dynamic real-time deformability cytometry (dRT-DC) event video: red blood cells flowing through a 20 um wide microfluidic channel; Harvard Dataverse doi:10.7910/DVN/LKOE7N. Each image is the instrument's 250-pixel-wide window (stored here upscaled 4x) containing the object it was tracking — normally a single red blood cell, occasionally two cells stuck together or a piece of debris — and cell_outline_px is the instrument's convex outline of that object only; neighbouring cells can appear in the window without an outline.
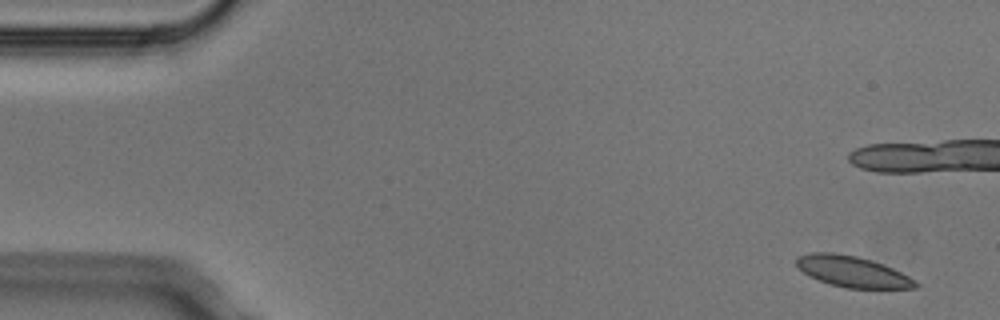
{"species": "Egyptian fruit bat (a non-hibernating species)", "species_latin": "Rousettus aegyptiacus", "temperature_condition": "cold", "stored_images_in_passage": 5, "camera_frame_rate_fps": 3000, "um_per_image_px": 0.085, "animal": {"sex": "male"}, "frame": {"image": 1, "passage_image": 1, "time_ms": 0.0, "image_size_px": [1000, 320], "cell_outline_px": [[920, 284], [916, 288], [844, 288], [828, 284], [808, 276], [796, 264], [796, 256], [812, 252], [832, 252], [856, 256], [872, 260], [892, 268], [916, 280]], "centroid_in_image_um": [72.44, 23.09], "position_along_channel_um": 12.6, "area_um2": 21.56}}
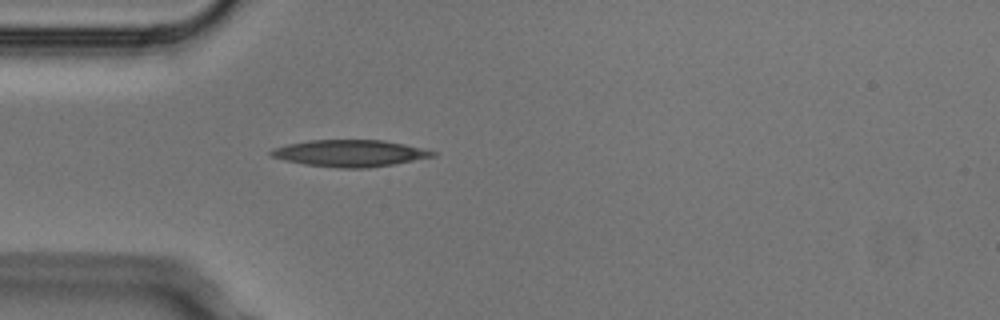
{"frame": {"image": 2, "passage_image": 5, "time_ms": 1.333, "image_size_px": [1000, 320], "cell_outline_px": [[436, 156], [392, 164], [368, 168], [336, 168], [304, 164], [284, 160], [272, 156], [268, 152], [272, 148], [288, 144], [308, 140], [384, 140], [404, 144], [436, 152]], "centroid_in_image_um": [29.7, 13.02], "position_along_channel_um": 55.3, "area_um2": 25.09}}